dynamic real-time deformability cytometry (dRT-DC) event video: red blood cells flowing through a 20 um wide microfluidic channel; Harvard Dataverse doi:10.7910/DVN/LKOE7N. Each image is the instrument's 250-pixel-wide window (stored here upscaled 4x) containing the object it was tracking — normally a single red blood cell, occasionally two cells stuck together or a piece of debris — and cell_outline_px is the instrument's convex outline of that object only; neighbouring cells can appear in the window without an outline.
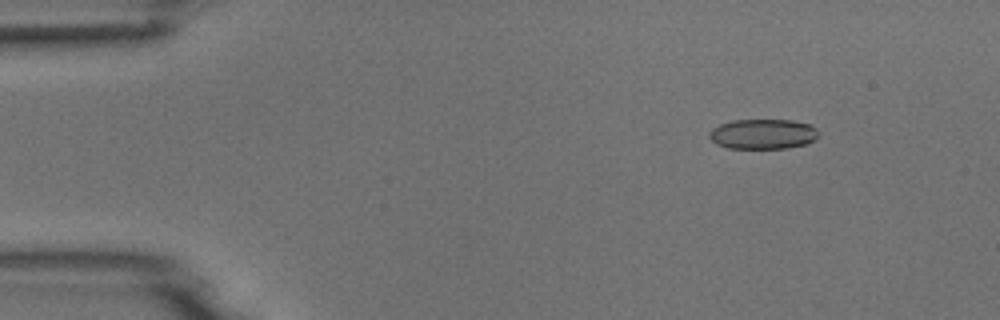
{"species": "common noctule bat (a hibernating species)", "species_latin": "Nyctalus noctula", "temperature_condition": "room temperature", "stored_images_in_passage": 8, "camera_frame_rate_fps": 3000, "um_per_image_px": 0.085, "animal": {"sex": "male", "body_mass_g": 18.8}, "frame": {"image": 1, "passage_image": 2, "time_ms": 0.333, "image_size_px": [1000, 320], "cell_outline_px": [[816, 136], [808, 144], [788, 148], [728, 148], [716, 144], [708, 136], [708, 132], [712, 128], [720, 124], [732, 120], [792, 120], [808, 124], [816, 128]], "centroid_in_image_um": [64.8, 11.39], "position_along_channel_um": 20.2, "area_um2": 19.07}}
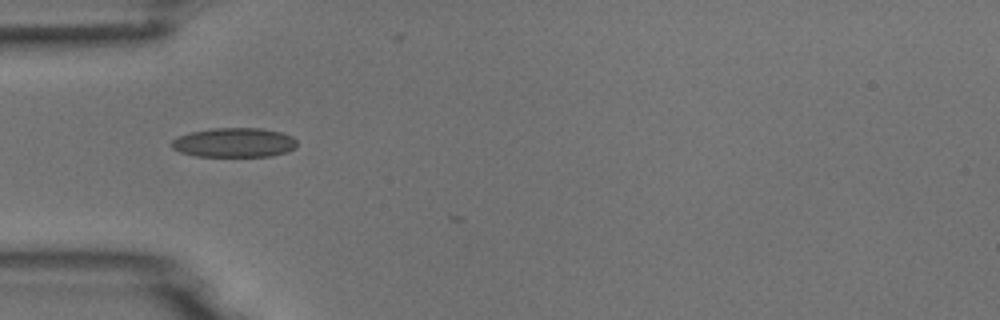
{"frame": {"image": 2, "passage_image": 5, "time_ms": 1.333, "image_size_px": [1000, 320], "cell_outline_px": [[296, 148], [288, 152], [268, 156], [196, 156], [180, 152], [172, 148], [172, 140], [180, 136], [192, 132], [212, 128], [260, 128], [280, 132], [292, 136], [296, 140]], "centroid_in_image_um": [19.93, 12.12], "position_along_channel_um": 65.1, "area_um2": 21.39}}